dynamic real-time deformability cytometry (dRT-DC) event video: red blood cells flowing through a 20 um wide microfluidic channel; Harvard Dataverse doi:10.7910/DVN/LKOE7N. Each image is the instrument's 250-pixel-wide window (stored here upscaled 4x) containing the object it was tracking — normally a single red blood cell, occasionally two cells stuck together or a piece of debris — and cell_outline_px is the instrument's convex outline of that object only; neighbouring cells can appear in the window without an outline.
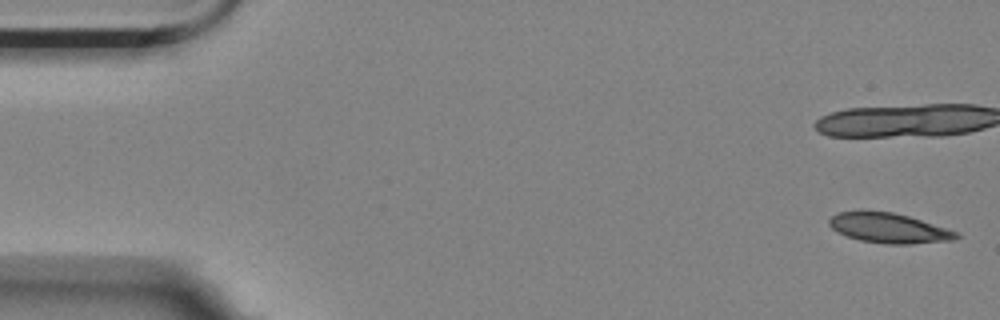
{"species": "Egyptian fruit bat (a non-hibernating species)", "species_latin": "Rousettus aegyptiacus", "temperature_condition": "room temperature", "stored_images_in_passage": 5, "segment_of_instrument_passage": [2, 2], "camera_frame_rate_fps": 3000, "um_per_image_px": 0.085, "animal": {"sex": "female"}, "frame": {"image": 1, "passage_image": 5, "time_ms": 1.333, "image_size_px": [1000, 320], "cell_outline_px": [[960, 236], [956, 240], [912, 244], [888, 244], [860, 240], [848, 236], [832, 228], [828, 224], [828, 220], [832, 216], [840, 212], [892, 212], [908, 216], [960, 232]], "centroid_in_image_um": [75.64, 19.41], "position_along_channel_um": 9.4, "area_um2": 21.85}}